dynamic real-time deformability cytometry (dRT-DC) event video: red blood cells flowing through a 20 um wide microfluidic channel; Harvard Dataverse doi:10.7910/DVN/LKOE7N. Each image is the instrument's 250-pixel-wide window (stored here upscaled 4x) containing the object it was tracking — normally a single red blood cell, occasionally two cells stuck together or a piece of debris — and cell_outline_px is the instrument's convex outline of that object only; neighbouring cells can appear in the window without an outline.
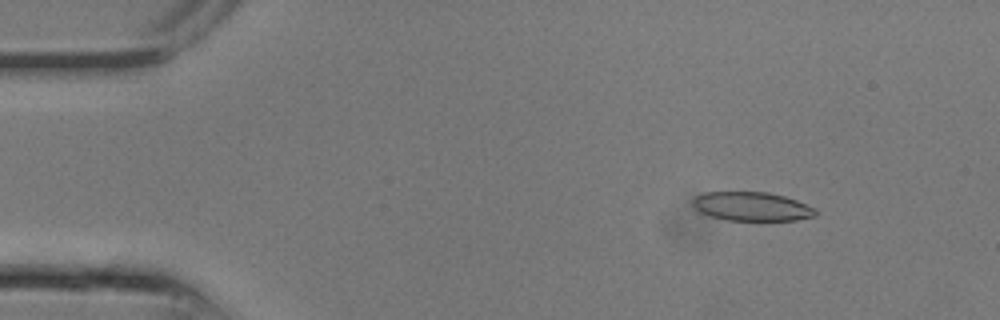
{"species": "common noctule bat (a hibernating species)", "species_latin": "Nyctalus noctula", "temperature_condition": "room temperature", "stored_images_in_passage": 24, "camera_frame_rate_fps": 3000, "um_per_image_px": 0.085, "animal": {"sex": "male", "body_mass_g": 13.3}, "frame": {"image": 1, "passage_image": 3, "time_ms": 0.667, "image_size_px": [1000, 320], "cell_outline_px": [[816, 216], [796, 220], [728, 220], [708, 216], [700, 212], [692, 204], [692, 200], [696, 196], [704, 192], [768, 192], [784, 196], [796, 200], [816, 208]], "centroid_in_image_um": [63.9, 17.55], "position_along_channel_um": 21.1, "area_um2": 20.69}}
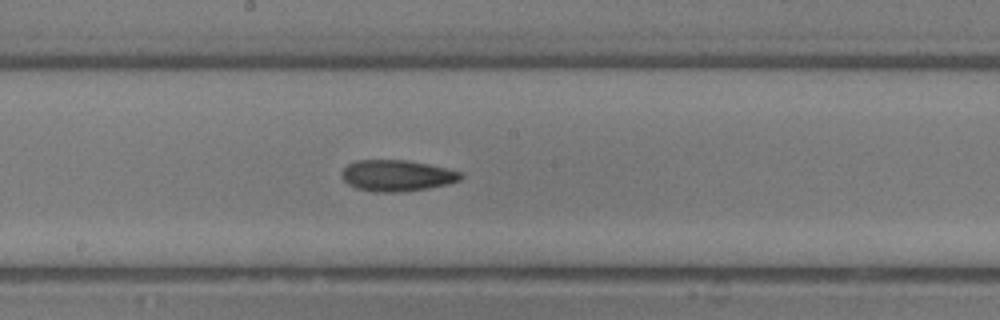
{"frame": {"image": 2, "passage_image": 13, "time_ms": 4.0, "image_size_px": [1000, 320], "cell_outline_px": [[464, 176], [460, 180], [448, 184], [428, 188], [400, 192], [372, 192], [356, 188], [348, 184], [340, 176], [340, 172], [348, 164], [356, 160], [404, 160], [428, 164], [448, 168], [464, 172]], "centroid_in_image_um": [33.74, 14.93], "position_along_channel_um": 214.5, "area_um2": 21.91}}
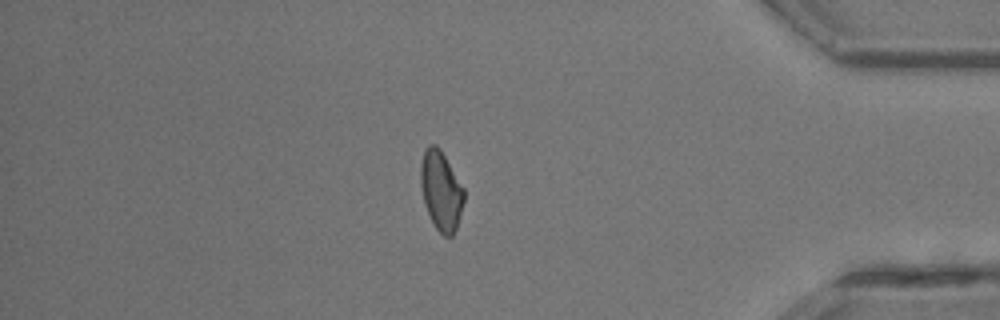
{"frame": {"image": 3, "passage_image": 21, "time_ms": 6.667, "image_size_px": [1000, 320], "cell_outline_px": [[464, 200], [456, 228], [452, 236], [444, 236], [436, 228], [424, 204], [420, 184], [420, 164], [424, 152], [428, 144], [436, 144], [440, 148], [464, 188]], "centroid_in_image_um": [37.47, 16.17], "position_along_channel_um": 397.7, "area_um2": 19.94}}